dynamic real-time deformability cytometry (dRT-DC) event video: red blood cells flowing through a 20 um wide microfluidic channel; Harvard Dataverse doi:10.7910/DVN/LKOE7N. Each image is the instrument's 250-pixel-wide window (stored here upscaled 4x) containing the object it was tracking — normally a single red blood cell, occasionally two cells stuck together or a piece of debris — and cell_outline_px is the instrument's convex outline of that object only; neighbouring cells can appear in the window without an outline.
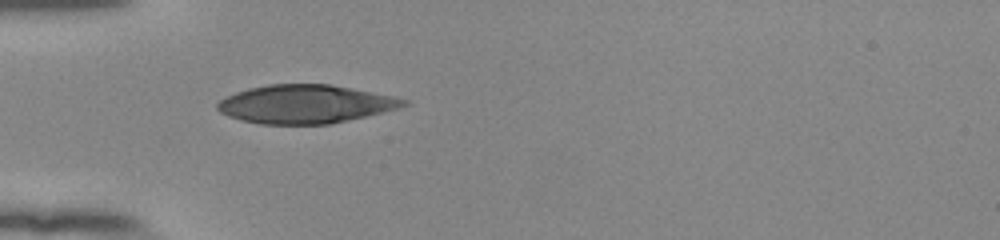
{"species": "human", "species_latin": "Homo sapiens", "temperature_condition": "room temperature", "stored_images_in_passage": 37, "camera_frame_rate_fps": 3000, "um_per_image_px": 0.085, "donor": {"sex": "female"}, "frame": {"image": 1, "passage_image": 1, "time_ms": 0.0, "image_size_px": [1000, 240], "cell_outline_px": [[408, 104], [396, 108], [348, 120], [328, 124], [260, 124], [240, 120], [228, 116], [220, 112], [216, 108], [216, 104], [220, 100], [236, 92], [248, 88], [268, 84], [332, 84], [392, 96], [408, 100]], "centroid_in_image_um": [25.9, 8.84], "position_along_channel_um": 59.1, "area_um2": 41.44}}
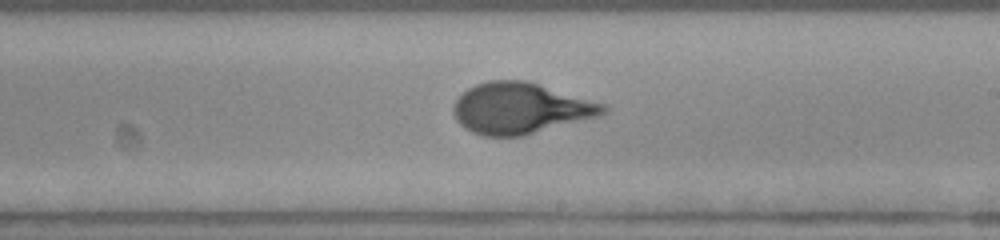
{"frame": {"image": 2, "passage_image": 16, "time_ms": 5.0, "image_size_px": [1000, 240], "cell_outline_px": [[608, 112], [600, 116], [524, 136], [484, 136], [472, 132], [464, 128], [456, 120], [452, 112], [452, 104], [468, 88], [476, 84], [488, 80], [528, 80], [604, 104], [608, 108]], "centroid_in_image_um": [44.23, 9.21], "position_along_channel_um": 244.8, "area_um2": 44.85}}
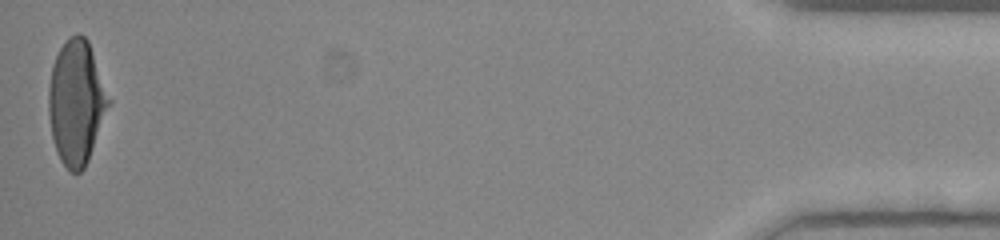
{"frame": {"image": 3, "passage_image": 37, "time_ms": 12.0, "image_size_px": [1000, 240], "cell_outline_px": [[112, 100], [88, 160], [84, 168], [80, 172], [72, 172], [60, 160], [52, 136], [48, 112], [48, 88], [52, 64], [60, 48], [76, 32], [80, 32], [88, 40]], "centroid_in_image_um": [6.5, 8.67], "position_along_channel_um": 428.7, "area_um2": 43.47}, "authors_computed_cell_mechanics": {"area_um2": 43.4656, "velocity_mm_per_s": 3.8448, "shape_relaxation_time_tau1_ms": 4.088, "shape_relaxation_time_tau2_ms": null, "deformation_change_tau1": 0.215, "deformation_change_tau2": null}}